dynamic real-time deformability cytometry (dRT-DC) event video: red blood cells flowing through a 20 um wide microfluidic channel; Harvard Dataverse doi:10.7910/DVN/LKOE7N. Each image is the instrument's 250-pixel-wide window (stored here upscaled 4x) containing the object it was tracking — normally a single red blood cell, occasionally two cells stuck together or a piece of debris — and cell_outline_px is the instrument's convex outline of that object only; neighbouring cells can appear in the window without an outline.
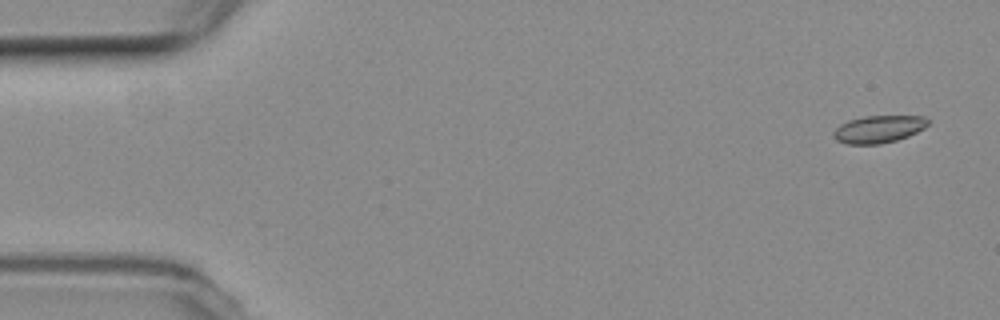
{"species": "common noctule bat (a hibernating species)", "species_latin": "Nyctalus noctula", "temperature_condition": "room temperature", "stored_images_in_passage": 5, "camera_frame_rate_fps": 3000, "um_per_image_px": 0.085, "animal": {"sex": "female", "body_mass_g": 19.3, "forearm_length_mm": 54.1}, "frame": {"image": 1, "passage_image": 1, "time_ms": 0.0, "image_size_px": [1000, 320], "cell_outline_px": [[928, 124], [924, 128], [908, 136], [896, 140], [880, 144], [848, 144], [836, 140], [832, 136], [832, 132], [840, 124], [848, 120], [864, 116], [924, 116], [928, 120]], "centroid_in_image_um": [74.64, 10.98], "position_along_channel_um": 10.4, "area_um2": 15.09}}
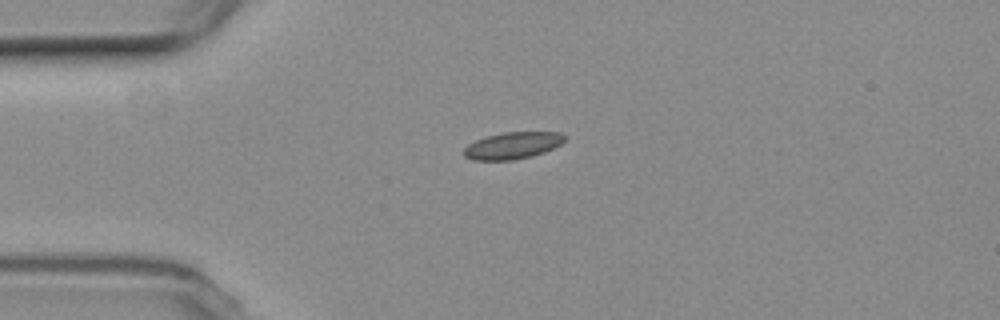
{"frame": {"image": 2, "passage_image": 4, "time_ms": 3.667, "image_size_px": [1000, 320], "cell_outline_px": [[564, 140], [560, 144], [544, 152], [532, 156], [512, 160], [472, 160], [464, 156], [464, 148], [468, 144], [476, 140], [488, 136], [504, 132], [560, 132], [564, 136]], "centroid_in_image_um": [43.54, 12.37], "position_along_channel_um": 41.5, "area_um2": 15.61}}